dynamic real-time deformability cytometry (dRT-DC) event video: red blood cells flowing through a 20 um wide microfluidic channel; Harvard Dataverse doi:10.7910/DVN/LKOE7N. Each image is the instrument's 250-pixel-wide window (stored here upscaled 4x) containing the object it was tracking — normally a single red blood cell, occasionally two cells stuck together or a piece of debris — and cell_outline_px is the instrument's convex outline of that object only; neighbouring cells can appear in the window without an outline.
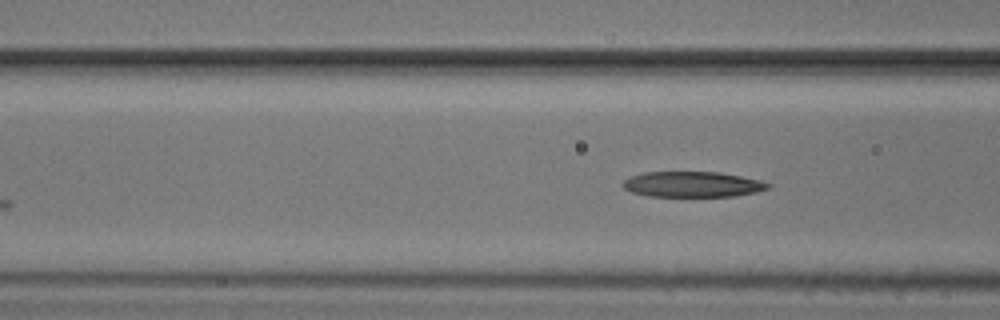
{"species": "common noctule bat (a hibernating species)", "species_latin": "Nyctalus noctula", "temperature_condition": "cold", "stored_images_in_passage": 3, "camera_frame_rate_fps": 3000, "um_per_image_px": 0.085, "animal": {"sex": "male", "body_mass_g": 20.5, "forearm_length_mm": 52.5}, "frame": {"image": 1, "passage_image": 3, "time_ms": 2.667, "image_size_px": [1000, 320], "cell_outline_px": [[772, 188], [756, 192], [736, 196], [648, 196], [632, 192], [624, 188], [620, 184], [624, 180], [632, 176], [644, 172], [720, 172], [760, 180], [772, 184]], "centroid_in_image_um": [58.89, 15.67], "position_along_channel_um": 107.7, "area_um2": 21.68}}